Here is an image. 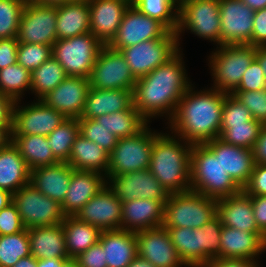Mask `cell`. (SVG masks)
I'll return each mask as SVG.
<instances>
[{
    "instance_id": "obj_1",
    "label": "cell",
    "mask_w": 266,
    "mask_h": 267,
    "mask_svg": "<svg viewBox=\"0 0 266 267\" xmlns=\"http://www.w3.org/2000/svg\"><path fill=\"white\" fill-rule=\"evenodd\" d=\"M182 55L183 51L179 50L166 63L136 80L133 105L148 122H151V118L165 115L169 122L178 102L193 85L185 70Z\"/></svg>"
},
{
    "instance_id": "obj_2",
    "label": "cell",
    "mask_w": 266,
    "mask_h": 267,
    "mask_svg": "<svg viewBox=\"0 0 266 267\" xmlns=\"http://www.w3.org/2000/svg\"><path fill=\"white\" fill-rule=\"evenodd\" d=\"M194 87L191 85L184 93L166 128L186 142L203 144L220 137L227 93L212 87L197 91Z\"/></svg>"
},
{
    "instance_id": "obj_3",
    "label": "cell",
    "mask_w": 266,
    "mask_h": 267,
    "mask_svg": "<svg viewBox=\"0 0 266 267\" xmlns=\"http://www.w3.org/2000/svg\"><path fill=\"white\" fill-rule=\"evenodd\" d=\"M171 134L160 132L154 138L149 170L169 194L183 193L191 190L190 155L193 144Z\"/></svg>"
},
{
    "instance_id": "obj_4",
    "label": "cell",
    "mask_w": 266,
    "mask_h": 267,
    "mask_svg": "<svg viewBox=\"0 0 266 267\" xmlns=\"http://www.w3.org/2000/svg\"><path fill=\"white\" fill-rule=\"evenodd\" d=\"M190 181L192 191L214 199L235 195L242 190L223 170L220 154H214L204 143L192 145Z\"/></svg>"
},
{
    "instance_id": "obj_5",
    "label": "cell",
    "mask_w": 266,
    "mask_h": 267,
    "mask_svg": "<svg viewBox=\"0 0 266 267\" xmlns=\"http://www.w3.org/2000/svg\"><path fill=\"white\" fill-rule=\"evenodd\" d=\"M256 46L249 44L220 45L208 57L212 88L232 94L256 55Z\"/></svg>"
},
{
    "instance_id": "obj_6",
    "label": "cell",
    "mask_w": 266,
    "mask_h": 267,
    "mask_svg": "<svg viewBox=\"0 0 266 267\" xmlns=\"http://www.w3.org/2000/svg\"><path fill=\"white\" fill-rule=\"evenodd\" d=\"M217 215V199L192 190L171 193L164 205V228H200Z\"/></svg>"
},
{
    "instance_id": "obj_7",
    "label": "cell",
    "mask_w": 266,
    "mask_h": 267,
    "mask_svg": "<svg viewBox=\"0 0 266 267\" xmlns=\"http://www.w3.org/2000/svg\"><path fill=\"white\" fill-rule=\"evenodd\" d=\"M220 29L219 0H185L178 5V27L175 33L179 46L185 30L220 46Z\"/></svg>"
},
{
    "instance_id": "obj_8",
    "label": "cell",
    "mask_w": 266,
    "mask_h": 267,
    "mask_svg": "<svg viewBox=\"0 0 266 267\" xmlns=\"http://www.w3.org/2000/svg\"><path fill=\"white\" fill-rule=\"evenodd\" d=\"M103 44L90 32L68 39L56 40L52 56L67 76L89 79L92 67Z\"/></svg>"
},
{
    "instance_id": "obj_9",
    "label": "cell",
    "mask_w": 266,
    "mask_h": 267,
    "mask_svg": "<svg viewBox=\"0 0 266 267\" xmlns=\"http://www.w3.org/2000/svg\"><path fill=\"white\" fill-rule=\"evenodd\" d=\"M149 124L138 134L119 138L109 154V166L106 176L149 169L153 140L159 134L149 128Z\"/></svg>"
},
{
    "instance_id": "obj_10",
    "label": "cell",
    "mask_w": 266,
    "mask_h": 267,
    "mask_svg": "<svg viewBox=\"0 0 266 267\" xmlns=\"http://www.w3.org/2000/svg\"><path fill=\"white\" fill-rule=\"evenodd\" d=\"M179 50H181V47H179L176 33L169 31L160 39L143 41L136 45L122 48L120 52L125 57L132 75L139 79L166 63Z\"/></svg>"
},
{
    "instance_id": "obj_11",
    "label": "cell",
    "mask_w": 266,
    "mask_h": 267,
    "mask_svg": "<svg viewBox=\"0 0 266 267\" xmlns=\"http://www.w3.org/2000/svg\"><path fill=\"white\" fill-rule=\"evenodd\" d=\"M25 229L61 224L66 217L61 204L42 194L31 184L21 187L12 195Z\"/></svg>"
},
{
    "instance_id": "obj_12",
    "label": "cell",
    "mask_w": 266,
    "mask_h": 267,
    "mask_svg": "<svg viewBox=\"0 0 266 267\" xmlns=\"http://www.w3.org/2000/svg\"><path fill=\"white\" fill-rule=\"evenodd\" d=\"M136 80L123 54L109 45H103L89 76L90 87L134 90Z\"/></svg>"
},
{
    "instance_id": "obj_13",
    "label": "cell",
    "mask_w": 266,
    "mask_h": 267,
    "mask_svg": "<svg viewBox=\"0 0 266 267\" xmlns=\"http://www.w3.org/2000/svg\"><path fill=\"white\" fill-rule=\"evenodd\" d=\"M57 5L39 4L27 0L18 26L19 43L53 46L56 36Z\"/></svg>"
},
{
    "instance_id": "obj_14",
    "label": "cell",
    "mask_w": 266,
    "mask_h": 267,
    "mask_svg": "<svg viewBox=\"0 0 266 267\" xmlns=\"http://www.w3.org/2000/svg\"><path fill=\"white\" fill-rule=\"evenodd\" d=\"M28 105H20L16 101L13 106L14 135H43L48 136L67 118L41 100H33ZM20 102V103H19Z\"/></svg>"
},
{
    "instance_id": "obj_15",
    "label": "cell",
    "mask_w": 266,
    "mask_h": 267,
    "mask_svg": "<svg viewBox=\"0 0 266 267\" xmlns=\"http://www.w3.org/2000/svg\"><path fill=\"white\" fill-rule=\"evenodd\" d=\"M170 30L159 20L141 13L132 4L125 10L118 32L109 46L121 50L143 41L160 39Z\"/></svg>"
},
{
    "instance_id": "obj_16",
    "label": "cell",
    "mask_w": 266,
    "mask_h": 267,
    "mask_svg": "<svg viewBox=\"0 0 266 267\" xmlns=\"http://www.w3.org/2000/svg\"><path fill=\"white\" fill-rule=\"evenodd\" d=\"M106 179L107 184L113 189L116 197L121 202L137 198H150L159 200L165 205L169 197V192L149 169L116 176H106Z\"/></svg>"
},
{
    "instance_id": "obj_17",
    "label": "cell",
    "mask_w": 266,
    "mask_h": 267,
    "mask_svg": "<svg viewBox=\"0 0 266 267\" xmlns=\"http://www.w3.org/2000/svg\"><path fill=\"white\" fill-rule=\"evenodd\" d=\"M221 45H251L254 13L240 0H219Z\"/></svg>"
},
{
    "instance_id": "obj_18",
    "label": "cell",
    "mask_w": 266,
    "mask_h": 267,
    "mask_svg": "<svg viewBox=\"0 0 266 267\" xmlns=\"http://www.w3.org/2000/svg\"><path fill=\"white\" fill-rule=\"evenodd\" d=\"M75 217L102 231L118 230L121 229L122 202L106 184L77 212Z\"/></svg>"
},
{
    "instance_id": "obj_19",
    "label": "cell",
    "mask_w": 266,
    "mask_h": 267,
    "mask_svg": "<svg viewBox=\"0 0 266 267\" xmlns=\"http://www.w3.org/2000/svg\"><path fill=\"white\" fill-rule=\"evenodd\" d=\"M137 255L155 267H187L177 254L170 235L162 225L136 233Z\"/></svg>"
},
{
    "instance_id": "obj_20",
    "label": "cell",
    "mask_w": 266,
    "mask_h": 267,
    "mask_svg": "<svg viewBox=\"0 0 266 267\" xmlns=\"http://www.w3.org/2000/svg\"><path fill=\"white\" fill-rule=\"evenodd\" d=\"M89 88V79L67 76L41 101L62 113L66 118L78 119L84 110Z\"/></svg>"
},
{
    "instance_id": "obj_21",
    "label": "cell",
    "mask_w": 266,
    "mask_h": 267,
    "mask_svg": "<svg viewBox=\"0 0 266 267\" xmlns=\"http://www.w3.org/2000/svg\"><path fill=\"white\" fill-rule=\"evenodd\" d=\"M265 251L266 236L263 233H252L223 226L219 259L259 261L258 256Z\"/></svg>"
},
{
    "instance_id": "obj_22",
    "label": "cell",
    "mask_w": 266,
    "mask_h": 267,
    "mask_svg": "<svg viewBox=\"0 0 266 267\" xmlns=\"http://www.w3.org/2000/svg\"><path fill=\"white\" fill-rule=\"evenodd\" d=\"M90 32L103 44L109 45L118 32L129 3L125 0H88Z\"/></svg>"
},
{
    "instance_id": "obj_23",
    "label": "cell",
    "mask_w": 266,
    "mask_h": 267,
    "mask_svg": "<svg viewBox=\"0 0 266 267\" xmlns=\"http://www.w3.org/2000/svg\"><path fill=\"white\" fill-rule=\"evenodd\" d=\"M204 144L214 154H220V163L223 170L243 189L254 169L253 150L225 143L220 138H215Z\"/></svg>"
},
{
    "instance_id": "obj_24",
    "label": "cell",
    "mask_w": 266,
    "mask_h": 267,
    "mask_svg": "<svg viewBox=\"0 0 266 267\" xmlns=\"http://www.w3.org/2000/svg\"><path fill=\"white\" fill-rule=\"evenodd\" d=\"M164 204L159 200L137 198L122 202L121 229L139 232L163 224Z\"/></svg>"
},
{
    "instance_id": "obj_25",
    "label": "cell",
    "mask_w": 266,
    "mask_h": 267,
    "mask_svg": "<svg viewBox=\"0 0 266 267\" xmlns=\"http://www.w3.org/2000/svg\"><path fill=\"white\" fill-rule=\"evenodd\" d=\"M106 184V176L102 173L74 170L67 194L61 205L64 215L75 216Z\"/></svg>"
},
{
    "instance_id": "obj_26",
    "label": "cell",
    "mask_w": 266,
    "mask_h": 267,
    "mask_svg": "<svg viewBox=\"0 0 266 267\" xmlns=\"http://www.w3.org/2000/svg\"><path fill=\"white\" fill-rule=\"evenodd\" d=\"M223 226L241 231L262 233L255 222L251 198L243 190L217 199V215Z\"/></svg>"
},
{
    "instance_id": "obj_27",
    "label": "cell",
    "mask_w": 266,
    "mask_h": 267,
    "mask_svg": "<svg viewBox=\"0 0 266 267\" xmlns=\"http://www.w3.org/2000/svg\"><path fill=\"white\" fill-rule=\"evenodd\" d=\"M74 169L67 162H58L30 171V183L45 196L63 204Z\"/></svg>"
},
{
    "instance_id": "obj_28",
    "label": "cell",
    "mask_w": 266,
    "mask_h": 267,
    "mask_svg": "<svg viewBox=\"0 0 266 267\" xmlns=\"http://www.w3.org/2000/svg\"><path fill=\"white\" fill-rule=\"evenodd\" d=\"M133 104V90H108L89 88L80 118L98 116L127 110Z\"/></svg>"
},
{
    "instance_id": "obj_29",
    "label": "cell",
    "mask_w": 266,
    "mask_h": 267,
    "mask_svg": "<svg viewBox=\"0 0 266 267\" xmlns=\"http://www.w3.org/2000/svg\"><path fill=\"white\" fill-rule=\"evenodd\" d=\"M99 243L103 247L108 267H127L137 256L135 232L123 229L104 230Z\"/></svg>"
},
{
    "instance_id": "obj_30",
    "label": "cell",
    "mask_w": 266,
    "mask_h": 267,
    "mask_svg": "<svg viewBox=\"0 0 266 267\" xmlns=\"http://www.w3.org/2000/svg\"><path fill=\"white\" fill-rule=\"evenodd\" d=\"M28 237L31 255L37 260L70 259L62 224L29 228Z\"/></svg>"
},
{
    "instance_id": "obj_31",
    "label": "cell",
    "mask_w": 266,
    "mask_h": 267,
    "mask_svg": "<svg viewBox=\"0 0 266 267\" xmlns=\"http://www.w3.org/2000/svg\"><path fill=\"white\" fill-rule=\"evenodd\" d=\"M90 33V7L88 0H75L57 4V40Z\"/></svg>"
},
{
    "instance_id": "obj_32",
    "label": "cell",
    "mask_w": 266,
    "mask_h": 267,
    "mask_svg": "<svg viewBox=\"0 0 266 267\" xmlns=\"http://www.w3.org/2000/svg\"><path fill=\"white\" fill-rule=\"evenodd\" d=\"M177 254L187 267L204 266V231L200 228H167Z\"/></svg>"
},
{
    "instance_id": "obj_33",
    "label": "cell",
    "mask_w": 266,
    "mask_h": 267,
    "mask_svg": "<svg viewBox=\"0 0 266 267\" xmlns=\"http://www.w3.org/2000/svg\"><path fill=\"white\" fill-rule=\"evenodd\" d=\"M67 163L74 170L108 173L109 153L95 142L79 134L72 144Z\"/></svg>"
},
{
    "instance_id": "obj_34",
    "label": "cell",
    "mask_w": 266,
    "mask_h": 267,
    "mask_svg": "<svg viewBox=\"0 0 266 267\" xmlns=\"http://www.w3.org/2000/svg\"><path fill=\"white\" fill-rule=\"evenodd\" d=\"M30 169L12 144L0 150V188L12 194L30 183Z\"/></svg>"
},
{
    "instance_id": "obj_35",
    "label": "cell",
    "mask_w": 266,
    "mask_h": 267,
    "mask_svg": "<svg viewBox=\"0 0 266 267\" xmlns=\"http://www.w3.org/2000/svg\"><path fill=\"white\" fill-rule=\"evenodd\" d=\"M61 224L65 234L66 250L70 259L76 258L99 242L102 230L78 220L75 216H66Z\"/></svg>"
},
{
    "instance_id": "obj_36",
    "label": "cell",
    "mask_w": 266,
    "mask_h": 267,
    "mask_svg": "<svg viewBox=\"0 0 266 267\" xmlns=\"http://www.w3.org/2000/svg\"><path fill=\"white\" fill-rule=\"evenodd\" d=\"M13 144L18 148L30 170L60 162L43 135H14Z\"/></svg>"
},
{
    "instance_id": "obj_37",
    "label": "cell",
    "mask_w": 266,
    "mask_h": 267,
    "mask_svg": "<svg viewBox=\"0 0 266 267\" xmlns=\"http://www.w3.org/2000/svg\"><path fill=\"white\" fill-rule=\"evenodd\" d=\"M95 120L118 138L136 135L150 124L133 104L127 110L98 116Z\"/></svg>"
},
{
    "instance_id": "obj_38",
    "label": "cell",
    "mask_w": 266,
    "mask_h": 267,
    "mask_svg": "<svg viewBox=\"0 0 266 267\" xmlns=\"http://www.w3.org/2000/svg\"><path fill=\"white\" fill-rule=\"evenodd\" d=\"M67 77L64 68L51 56L31 72V93L41 100Z\"/></svg>"
},
{
    "instance_id": "obj_39",
    "label": "cell",
    "mask_w": 266,
    "mask_h": 267,
    "mask_svg": "<svg viewBox=\"0 0 266 267\" xmlns=\"http://www.w3.org/2000/svg\"><path fill=\"white\" fill-rule=\"evenodd\" d=\"M31 89V72L15 63L0 70V93L13 102L22 101L24 92Z\"/></svg>"
},
{
    "instance_id": "obj_40",
    "label": "cell",
    "mask_w": 266,
    "mask_h": 267,
    "mask_svg": "<svg viewBox=\"0 0 266 267\" xmlns=\"http://www.w3.org/2000/svg\"><path fill=\"white\" fill-rule=\"evenodd\" d=\"M79 134L80 127L78 119L67 118L47 136L48 144L52 149L53 155L60 162L68 161L72 144Z\"/></svg>"
},
{
    "instance_id": "obj_41",
    "label": "cell",
    "mask_w": 266,
    "mask_h": 267,
    "mask_svg": "<svg viewBox=\"0 0 266 267\" xmlns=\"http://www.w3.org/2000/svg\"><path fill=\"white\" fill-rule=\"evenodd\" d=\"M132 5L141 13L162 22L170 31L178 27V4L174 0H135Z\"/></svg>"
},
{
    "instance_id": "obj_42",
    "label": "cell",
    "mask_w": 266,
    "mask_h": 267,
    "mask_svg": "<svg viewBox=\"0 0 266 267\" xmlns=\"http://www.w3.org/2000/svg\"><path fill=\"white\" fill-rule=\"evenodd\" d=\"M31 255L28 229L0 236V267H12L19 259Z\"/></svg>"
},
{
    "instance_id": "obj_43",
    "label": "cell",
    "mask_w": 266,
    "mask_h": 267,
    "mask_svg": "<svg viewBox=\"0 0 266 267\" xmlns=\"http://www.w3.org/2000/svg\"><path fill=\"white\" fill-rule=\"evenodd\" d=\"M262 127L263 124L261 122L252 119L247 124L230 126L219 138L225 143L253 150Z\"/></svg>"
},
{
    "instance_id": "obj_44",
    "label": "cell",
    "mask_w": 266,
    "mask_h": 267,
    "mask_svg": "<svg viewBox=\"0 0 266 267\" xmlns=\"http://www.w3.org/2000/svg\"><path fill=\"white\" fill-rule=\"evenodd\" d=\"M27 0H0V39L14 38Z\"/></svg>"
},
{
    "instance_id": "obj_45",
    "label": "cell",
    "mask_w": 266,
    "mask_h": 267,
    "mask_svg": "<svg viewBox=\"0 0 266 267\" xmlns=\"http://www.w3.org/2000/svg\"><path fill=\"white\" fill-rule=\"evenodd\" d=\"M78 121L81 135L98 144L109 154L112 152L118 142V137L95 119L78 118Z\"/></svg>"
},
{
    "instance_id": "obj_46",
    "label": "cell",
    "mask_w": 266,
    "mask_h": 267,
    "mask_svg": "<svg viewBox=\"0 0 266 267\" xmlns=\"http://www.w3.org/2000/svg\"><path fill=\"white\" fill-rule=\"evenodd\" d=\"M52 56V46L44 44L19 43L17 63L32 72Z\"/></svg>"
},
{
    "instance_id": "obj_47",
    "label": "cell",
    "mask_w": 266,
    "mask_h": 267,
    "mask_svg": "<svg viewBox=\"0 0 266 267\" xmlns=\"http://www.w3.org/2000/svg\"><path fill=\"white\" fill-rule=\"evenodd\" d=\"M252 119L251 112L233 94H226L223 104L220 135L230 126L247 124Z\"/></svg>"
},
{
    "instance_id": "obj_48",
    "label": "cell",
    "mask_w": 266,
    "mask_h": 267,
    "mask_svg": "<svg viewBox=\"0 0 266 267\" xmlns=\"http://www.w3.org/2000/svg\"><path fill=\"white\" fill-rule=\"evenodd\" d=\"M258 122L266 125V89L261 91H234L232 93Z\"/></svg>"
},
{
    "instance_id": "obj_49",
    "label": "cell",
    "mask_w": 266,
    "mask_h": 267,
    "mask_svg": "<svg viewBox=\"0 0 266 267\" xmlns=\"http://www.w3.org/2000/svg\"><path fill=\"white\" fill-rule=\"evenodd\" d=\"M223 225L216 216L202 226L204 231V265L213 259H219L220 237Z\"/></svg>"
},
{
    "instance_id": "obj_50",
    "label": "cell",
    "mask_w": 266,
    "mask_h": 267,
    "mask_svg": "<svg viewBox=\"0 0 266 267\" xmlns=\"http://www.w3.org/2000/svg\"><path fill=\"white\" fill-rule=\"evenodd\" d=\"M266 89V79L259 61L254 58L235 91H261Z\"/></svg>"
},
{
    "instance_id": "obj_51",
    "label": "cell",
    "mask_w": 266,
    "mask_h": 267,
    "mask_svg": "<svg viewBox=\"0 0 266 267\" xmlns=\"http://www.w3.org/2000/svg\"><path fill=\"white\" fill-rule=\"evenodd\" d=\"M24 229L20 215L13 203L0 211V236L19 233Z\"/></svg>"
},
{
    "instance_id": "obj_52",
    "label": "cell",
    "mask_w": 266,
    "mask_h": 267,
    "mask_svg": "<svg viewBox=\"0 0 266 267\" xmlns=\"http://www.w3.org/2000/svg\"><path fill=\"white\" fill-rule=\"evenodd\" d=\"M242 190L247 195H266V164L255 163L250 179Z\"/></svg>"
},
{
    "instance_id": "obj_53",
    "label": "cell",
    "mask_w": 266,
    "mask_h": 267,
    "mask_svg": "<svg viewBox=\"0 0 266 267\" xmlns=\"http://www.w3.org/2000/svg\"><path fill=\"white\" fill-rule=\"evenodd\" d=\"M74 260L79 267H108L103 247L99 242L79 254Z\"/></svg>"
},
{
    "instance_id": "obj_54",
    "label": "cell",
    "mask_w": 266,
    "mask_h": 267,
    "mask_svg": "<svg viewBox=\"0 0 266 267\" xmlns=\"http://www.w3.org/2000/svg\"><path fill=\"white\" fill-rule=\"evenodd\" d=\"M18 44L16 37L0 39V70L17 63Z\"/></svg>"
},
{
    "instance_id": "obj_55",
    "label": "cell",
    "mask_w": 266,
    "mask_h": 267,
    "mask_svg": "<svg viewBox=\"0 0 266 267\" xmlns=\"http://www.w3.org/2000/svg\"><path fill=\"white\" fill-rule=\"evenodd\" d=\"M251 45L266 46V8L256 10L254 13Z\"/></svg>"
},
{
    "instance_id": "obj_56",
    "label": "cell",
    "mask_w": 266,
    "mask_h": 267,
    "mask_svg": "<svg viewBox=\"0 0 266 267\" xmlns=\"http://www.w3.org/2000/svg\"><path fill=\"white\" fill-rule=\"evenodd\" d=\"M253 207V215L255 217L258 229L266 236V195L257 196L249 195Z\"/></svg>"
},
{
    "instance_id": "obj_57",
    "label": "cell",
    "mask_w": 266,
    "mask_h": 267,
    "mask_svg": "<svg viewBox=\"0 0 266 267\" xmlns=\"http://www.w3.org/2000/svg\"><path fill=\"white\" fill-rule=\"evenodd\" d=\"M259 261L238 259H213L203 267H260Z\"/></svg>"
},
{
    "instance_id": "obj_58",
    "label": "cell",
    "mask_w": 266,
    "mask_h": 267,
    "mask_svg": "<svg viewBox=\"0 0 266 267\" xmlns=\"http://www.w3.org/2000/svg\"><path fill=\"white\" fill-rule=\"evenodd\" d=\"M14 103L0 93V126H8L12 122Z\"/></svg>"
},
{
    "instance_id": "obj_59",
    "label": "cell",
    "mask_w": 266,
    "mask_h": 267,
    "mask_svg": "<svg viewBox=\"0 0 266 267\" xmlns=\"http://www.w3.org/2000/svg\"><path fill=\"white\" fill-rule=\"evenodd\" d=\"M255 163L266 164V125H263L259 138L253 148Z\"/></svg>"
},
{
    "instance_id": "obj_60",
    "label": "cell",
    "mask_w": 266,
    "mask_h": 267,
    "mask_svg": "<svg viewBox=\"0 0 266 267\" xmlns=\"http://www.w3.org/2000/svg\"><path fill=\"white\" fill-rule=\"evenodd\" d=\"M13 141L14 131L12 121L8 126H0V150L10 147Z\"/></svg>"
},
{
    "instance_id": "obj_61",
    "label": "cell",
    "mask_w": 266,
    "mask_h": 267,
    "mask_svg": "<svg viewBox=\"0 0 266 267\" xmlns=\"http://www.w3.org/2000/svg\"><path fill=\"white\" fill-rule=\"evenodd\" d=\"M71 259L48 258L38 260V267H65Z\"/></svg>"
},
{
    "instance_id": "obj_62",
    "label": "cell",
    "mask_w": 266,
    "mask_h": 267,
    "mask_svg": "<svg viewBox=\"0 0 266 267\" xmlns=\"http://www.w3.org/2000/svg\"><path fill=\"white\" fill-rule=\"evenodd\" d=\"M255 58L259 61L266 79V46L257 47Z\"/></svg>"
},
{
    "instance_id": "obj_63",
    "label": "cell",
    "mask_w": 266,
    "mask_h": 267,
    "mask_svg": "<svg viewBox=\"0 0 266 267\" xmlns=\"http://www.w3.org/2000/svg\"><path fill=\"white\" fill-rule=\"evenodd\" d=\"M12 267H38V260L32 255L23 257Z\"/></svg>"
},
{
    "instance_id": "obj_64",
    "label": "cell",
    "mask_w": 266,
    "mask_h": 267,
    "mask_svg": "<svg viewBox=\"0 0 266 267\" xmlns=\"http://www.w3.org/2000/svg\"><path fill=\"white\" fill-rule=\"evenodd\" d=\"M12 193L0 188V211L12 203Z\"/></svg>"
},
{
    "instance_id": "obj_65",
    "label": "cell",
    "mask_w": 266,
    "mask_h": 267,
    "mask_svg": "<svg viewBox=\"0 0 266 267\" xmlns=\"http://www.w3.org/2000/svg\"><path fill=\"white\" fill-rule=\"evenodd\" d=\"M253 11L266 8V0H240Z\"/></svg>"
},
{
    "instance_id": "obj_66",
    "label": "cell",
    "mask_w": 266,
    "mask_h": 267,
    "mask_svg": "<svg viewBox=\"0 0 266 267\" xmlns=\"http://www.w3.org/2000/svg\"><path fill=\"white\" fill-rule=\"evenodd\" d=\"M127 267H155L149 261L145 260L143 257L136 256L133 261Z\"/></svg>"
},
{
    "instance_id": "obj_67",
    "label": "cell",
    "mask_w": 266,
    "mask_h": 267,
    "mask_svg": "<svg viewBox=\"0 0 266 267\" xmlns=\"http://www.w3.org/2000/svg\"><path fill=\"white\" fill-rule=\"evenodd\" d=\"M28 1L39 4H50V5H57L65 2H71V0H28Z\"/></svg>"
},
{
    "instance_id": "obj_68",
    "label": "cell",
    "mask_w": 266,
    "mask_h": 267,
    "mask_svg": "<svg viewBox=\"0 0 266 267\" xmlns=\"http://www.w3.org/2000/svg\"><path fill=\"white\" fill-rule=\"evenodd\" d=\"M65 267H79L78 266V263L74 260V259H71L66 265Z\"/></svg>"
},
{
    "instance_id": "obj_69",
    "label": "cell",
    "mask_w": 266,
    "mask_h": 267,
    "mask_svg": "<svg viewBox=\"0 0 266 267\" xmlns=\"http://www.w3.org/2000/svg\"><path fill=\"white\" fill-rule=\"evenodd\" d=\"M178 5L182 2H184L185 0H174Z\"/></svg>"
},
{
    "instance_id": "obj_70",
    "label": "cell",
    "mask_w": 266,
    "mask_h": 267,
    "mask_svg": "<svg viewBox=\"0 0 266 267\" xmlns=\"http://www.w3.org/2000/svg\"><path fill=\"white\" fill-rule=\"evenodd\" d=\"M127 1L129 4H132L135 0H125Z\"/></svg>"
}]
</instances>
